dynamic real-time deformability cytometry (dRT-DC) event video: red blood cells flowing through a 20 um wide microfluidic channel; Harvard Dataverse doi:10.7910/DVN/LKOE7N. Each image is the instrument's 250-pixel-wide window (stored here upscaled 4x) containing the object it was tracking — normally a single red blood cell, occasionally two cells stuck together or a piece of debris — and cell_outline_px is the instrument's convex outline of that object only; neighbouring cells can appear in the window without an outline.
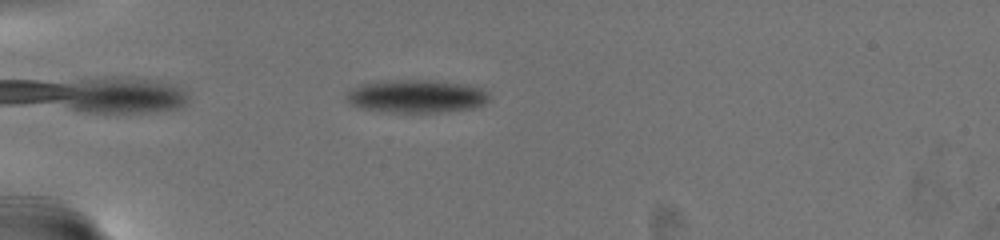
{"species": "common noctule bat (a hibernating species)", "species_latin": "Nyctalus noctula", "temperature_condition": "warm", "stored_images_in_passage": 49, "camera_frame_rate_fps": 3000, "um_per_image_px": 0.085, "animal": {"sex": "female", "body_mass_g": 19.5, "forearm_length_mm": 54.1}, "frame": {"image": 1, "passage_image": 4, "time_ms": 1.0, "image_size_px": [1000, 240], "cell_outline_px": [[488, 100], [484, 104], [472, 108], [444, 112], [384, 112], [360, 108], [352, 104], [348, 100], [348, 92], [352, 88], [364, 84], [404, 80], [432, 80], [460, 84], [480, 88], [488, 92]], "centroid_in_image_um": [35.42, 8.2], "position_along_channel_um": 49.6, "area_um2": 26.93}}
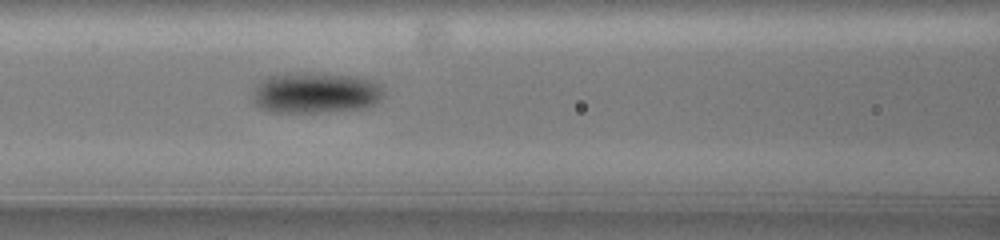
{"frame": {"image": 2, "passage_image": 16, "time_ms": 5.0, "image_size_px": [1000, 240], "cell_outline_px": [[384, 96], [376, 104], [368, 108], [320, 112], [268, 112], [260, 108], [252, 100], [252, 88], [260, 80], [268, 76], [284, 72], [316, 72], [356, 76], [372, 80], [380, 84], [384, 92]], "centroid_in_image_um": [26.8, 7.87], "position_along_channel_um": 139.8, "area_um2": 32.25}}
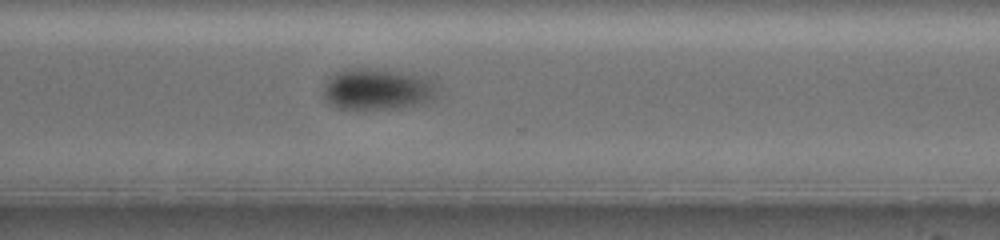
{"frame": {"image": 3, "passage_image": 36, "time_ms": 11.667, "image_size_px": [1000, 240], "cell_outline_px": [[436, 96], [420, 104], [400, 108], [340, 108], [332, 104], [324, 96], [324, 84], [336, 72], [352, 68], [368, 68], [404, 72], [420, 76], [428, 80], [432, 84], [436, 92]], "centroid_in_image_um": [32.05, 7.57], "position_along_channel_um": 338.5, "area_um2": 26.7}, "authors_computed_cell_mechanics": {"area_um2": 28.1486, "velocity_mm_per_s": 2.9829, "shape_relaxation_time_tau1_ms": 3.2642, "shape_relaxation_time_tau2_ms": null, "deformation_change_tau1": 0.0917, "deformation_change_tau2": null}}